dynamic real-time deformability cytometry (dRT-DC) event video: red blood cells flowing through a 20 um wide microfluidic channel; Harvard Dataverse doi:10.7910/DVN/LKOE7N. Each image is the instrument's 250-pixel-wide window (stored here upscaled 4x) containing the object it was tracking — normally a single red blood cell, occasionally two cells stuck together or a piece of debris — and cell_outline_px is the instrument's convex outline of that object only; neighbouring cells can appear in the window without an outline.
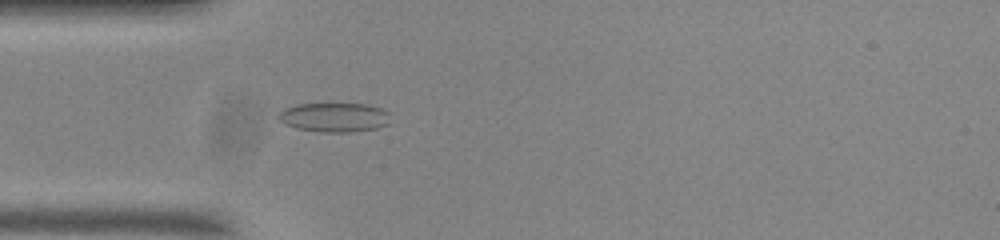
{"species": "common noctule bat (a hibernating species)", "species_latin": "Nyctalus noctula", "temperature_condition": "room temperature", "stored_images_in_passage": 43, "camera_frame_rate_fps": 3000, "um_per_image_px": 0.085, "animal": {"sex": "male", "body_mass_g": 20.0, "forearm_length_mm": 53.3}, "frame": {"image": 1, "passage_image": 4, "time_ms": 1.0, "image_size_px": [1000, 240], "cell_outline_px": [[388, 124], [376, 128], [348, 132], [320, 132], [296, 128], [284, 124], [276, 116], [284, 108], [296, 104], [368, 104], [380, 108], [388, 112]], "centroid_in_image_um": [28.37, 9.97], "position_along_channel_um": 56.6, "area_um2": 19.02}}
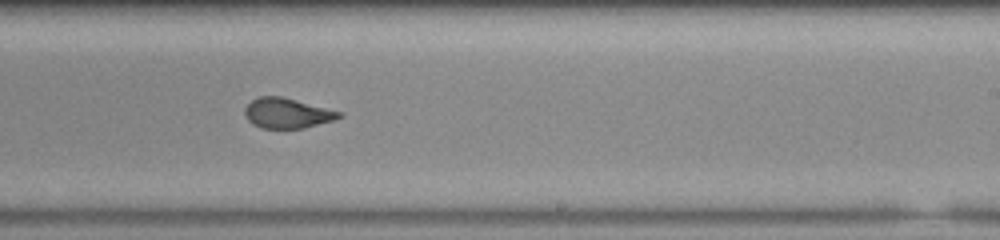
{"frame": {"image": 2, "passage_image": 21, "time_ms": 6.667, "image_size_px": [1000, 240], "cell_outline_px": [[344, 116], [332, 120], [304, 128], [260, 128], [252, 124], [248, 120], [244, 112], [244, 108], [252, 100], [260, 96], [280, 96], [344, 112]], "centroid_in_image_um": [24.41, 9.62], "position_along_channel_um": 264.6, "area_um2": 16.53}}
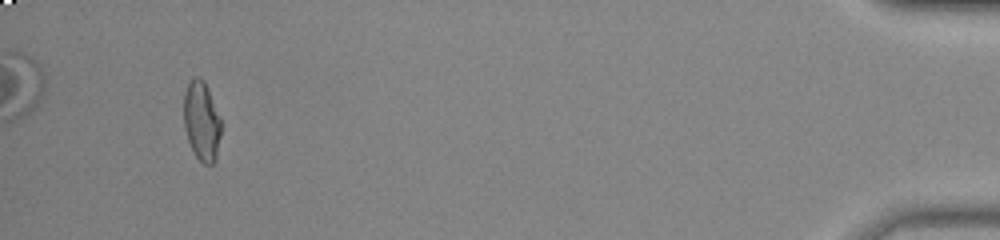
{"frame": {"image": 3, "passage_image": 40, "time_ms": 13.0, "image_size_px": [1000, 240], "cell_outline_px": [[220, 136], [216, 160], [212, 164], [204, 164], [196, 156], [188, 140], [184, 128], [184, 92], [188, 84], [196, 76], [200, 76], [204, 80], [220, 116]], "centroid_in_image_um": [17.14, 10.29], "position_along_channel_um": 418.1, "area_um2": 17.17}, "authors_computed_cell_mechanics": {"area_um2": 17.1666, "velocity_mm_per_s": 3.7044, "shape_relaxation_time_tau1_ms": 6.2964, "shape_relaxation_time_tau2_ms": 1.0003, "deformation_change_tau1": 0.183, "deformation_change_tau2": 0.0862}}